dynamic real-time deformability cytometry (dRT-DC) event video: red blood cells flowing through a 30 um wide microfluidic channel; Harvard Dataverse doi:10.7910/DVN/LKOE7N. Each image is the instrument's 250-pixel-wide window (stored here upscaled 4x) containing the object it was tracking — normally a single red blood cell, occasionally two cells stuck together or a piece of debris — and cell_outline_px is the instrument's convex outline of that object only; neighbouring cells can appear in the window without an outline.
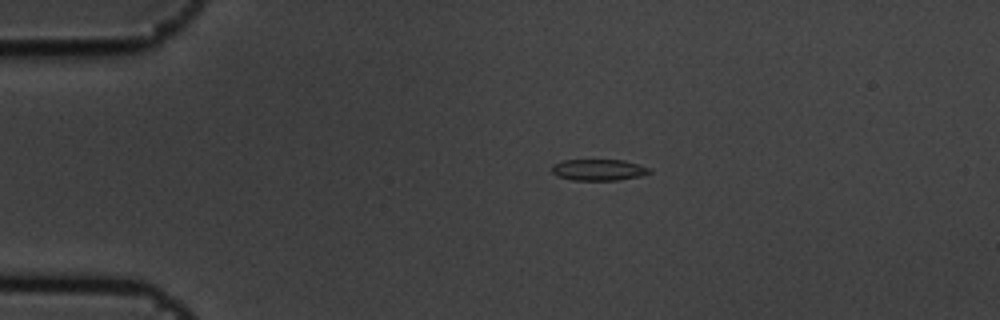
{"species": "common noctule bat (a hibernating species)", "species_latin": "Nyctalus noctula", "temperature_condition": "cold", "stored_images_in_passage": 8, "camera_frame_rate_fps": 3000, "um_per_image_px": 0.085, "animal": {"sex": "male", "body_mass_g": 19.5, "forearm_length_mm": 54.6}, "frame": {"image": 1, "passage_image": 3, "time_ms": 0.667, "image_size_px": [1000, 320], "cell_outline_px": [[652, 172], [640, 176], [616, 180], [572, 180], [556, 176], [552, 172], [552, 164], [564, 160], [624, 160], [648, 168]], "centroid_in_image_um": [50.83, 14.44], "position_along_channel_um": 34.2, "area_um2": 12.02}}
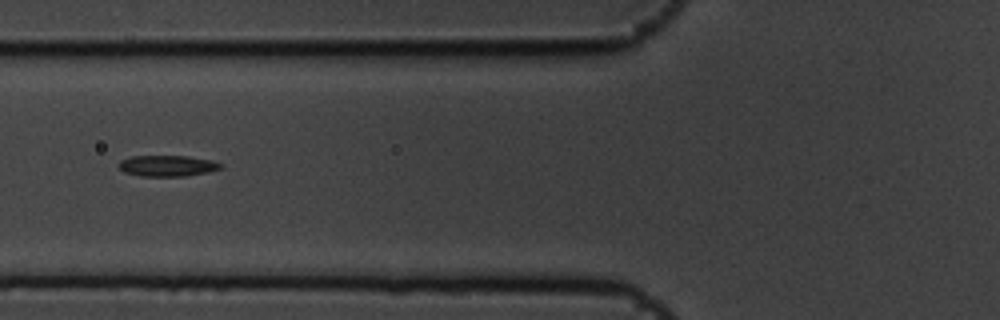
{"frame": {"image": 2, "passage_image": 6, "time_ms": 1.667, "image_size_px": [1000, 320], "cell_outline_px": [[224, 164], [220, 168], [208, 172], [188, 176], [140, 176], [124, 172], [120, 168], [120, 160], [132, 156], [188, 156], [212, 160]], "centroid_in_image_um": [14.25, 14.09], "position_along_channel_um": 111.5, "area_um2": 12.48}}
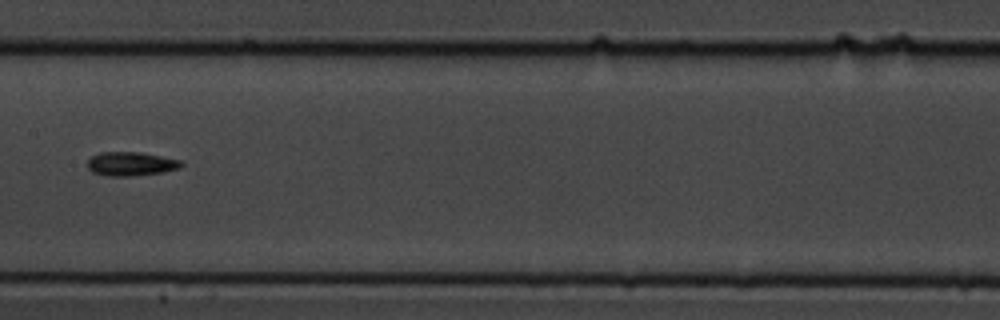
{"frame": {"image": 3, "passage_image": 8, "time_ms": 2.333, "image_size_px": [1000, 320], "cell_outline_px": [[184, 164], [180, 168], [164, 172], [132, 176], [108, 176], [92, 172], [88, 168], [88, 160], [92, 156], [100, 152], [140, 152], [180, 160]], "centroid_in_image_um": [11.13, 13.93], "position_along_channel_um": 196.3, "area_um2": 13.06}}